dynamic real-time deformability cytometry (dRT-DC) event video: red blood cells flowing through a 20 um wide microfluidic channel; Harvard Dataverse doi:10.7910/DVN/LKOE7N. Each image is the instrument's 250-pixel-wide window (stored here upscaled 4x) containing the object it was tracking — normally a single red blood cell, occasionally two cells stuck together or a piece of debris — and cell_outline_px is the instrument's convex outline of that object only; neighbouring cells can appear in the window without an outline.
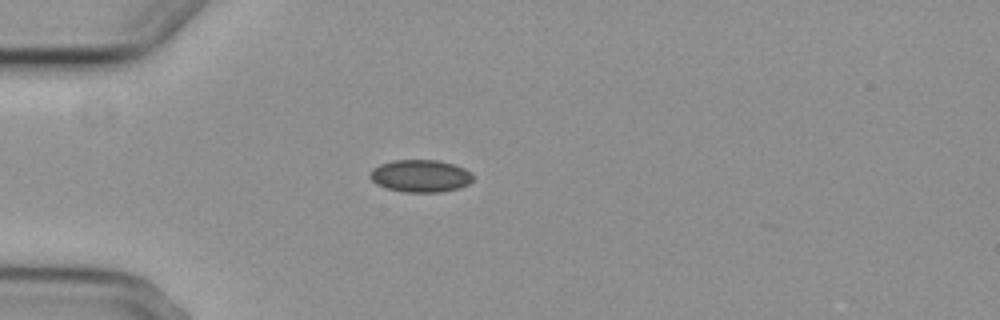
{"species": "common noctule bat (a hibernating species)", "species_latin": "Nyctalus noctula", "temperature_condition": "cold", "stored_images_in_passage": 2, "camera_frame_rate_fps": 3000, "um_per_image_px": 0.085, "animal": {"sex": "female", "body_mass_g": 29.2, "forearm_length_mm": 56.3}, "frame": {"image": 1, "passage_image": 1, "time_ms": 0.0, "image_size_px": [1000, 320], "cell_outline_px": [[472, 180], [468, 184], [460, 188], [440, 192], [404, 192], [388, 188], [376, 184], [368, 176], [368, 172], [372, 168], [380, 164], [392, 160], [440, 160], [464, 168], [472, 172]], "centroid_in_image_um": [35.72, 14.95], "position_along_channel_um": 49.3, "area_um2": 19.59}}